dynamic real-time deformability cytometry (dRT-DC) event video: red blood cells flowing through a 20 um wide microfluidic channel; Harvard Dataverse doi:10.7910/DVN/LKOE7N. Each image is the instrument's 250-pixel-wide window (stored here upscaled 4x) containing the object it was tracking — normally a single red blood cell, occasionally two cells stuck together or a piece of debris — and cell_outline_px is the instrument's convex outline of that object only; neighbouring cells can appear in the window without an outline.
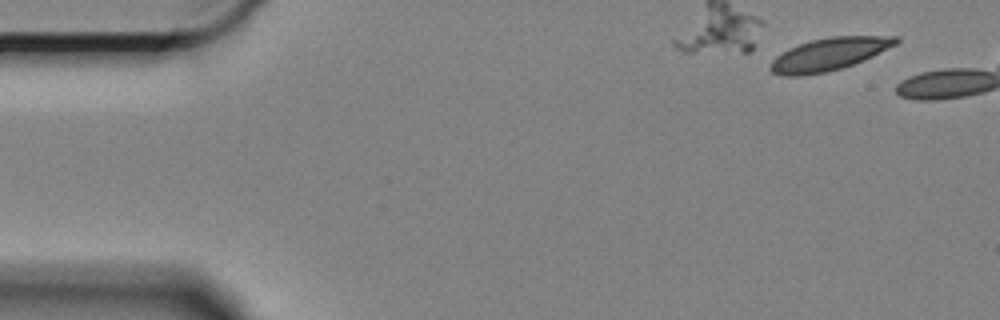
{"species": "Egyptian fruit bat (a non-hibernating species)", "species_latin": "Rousettus aegyptiacus", "temperature_condition": "cold", "stored_images_in_passage": 11, "camera_frame_rate_fps": 3000, "um_per_image_px": 0.085, "animal": {"sex": "female"}, "frame": {"image": 1, "passage_image": 1, "time_ms": 0.0, "image_size_px": [1000, 320], "cell_outline_px": [[900, 40], [896, 44], [864, 60], [828, 72], [800, 76], [780, 76], [772, 72], [768, 68], [772, 60], [776, 56], [788, 48], [812, 40], [832, 36], [900, 36]], "centroid_in_image_um": [70.44, 4.61], "position_along_channel_um": 14.6, "area_um2": 23.81}}
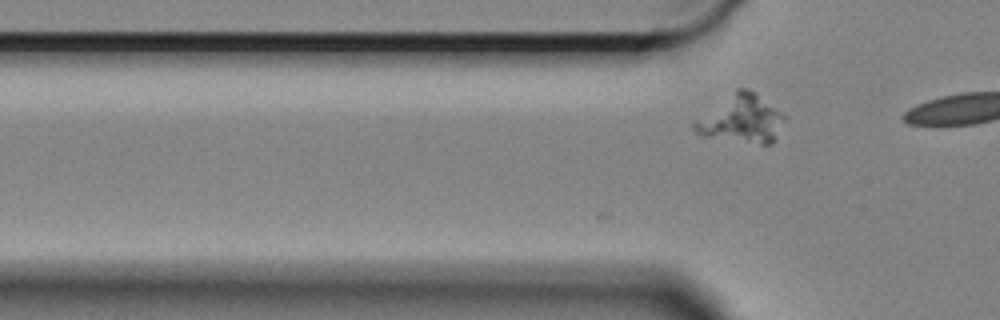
{"frame": {"image": 2, "passage_image": 11, "time_ms": 3.333, "image_size_px": [1000, 320], "cell_outline_px": [[788, 116], [772, 144], [760, 144], [704, 136], [696, 132], [692, 128], [692, 120], [736, 88], [748, 88]], "centroid_in_image_um": [63.0, 10.1], "position_along_channel_um": 62.8, "area_um2": 25.49}}